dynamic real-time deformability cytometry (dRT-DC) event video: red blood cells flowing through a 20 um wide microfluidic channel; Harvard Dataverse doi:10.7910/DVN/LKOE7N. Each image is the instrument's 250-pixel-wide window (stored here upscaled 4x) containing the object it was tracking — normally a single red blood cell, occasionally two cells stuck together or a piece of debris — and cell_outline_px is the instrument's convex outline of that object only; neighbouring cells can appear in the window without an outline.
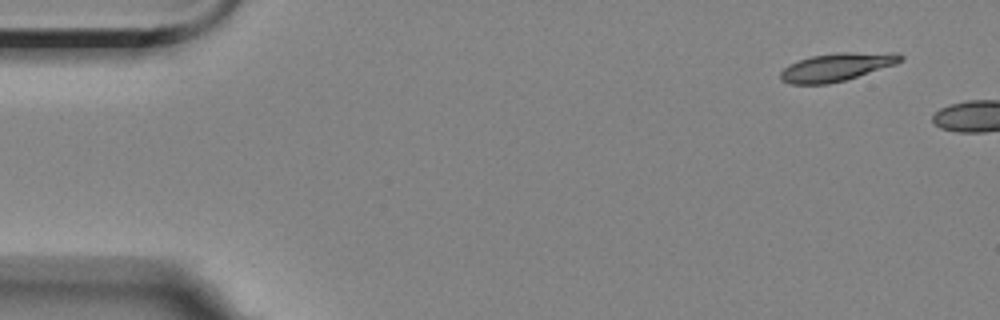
{"species": "Egyptian fruit bat (a non-hibernating species)", "species_latin": "Rousettus aegyptiacus", "temperature_condition": "room temperature", "stored_images_in_passage": 2, "camera_frame_rate_fps": 3000, "um_per_image_px": 0.085, "animal": {"sex": "female"}, "frame": {"image": 1, "passage_image": 1, "time_ms": 0.0, "image_size_px": [1000, 320], "cell_outline_px": [[904, 60], [896, 64], [844, 80], [828, 84], [792, 84], [780, 80], [780, 72], [788, 64], [812, 56], [836, 52], [900, 52], [904, 56]], "centroid_in_image_um": [71.16, 5.68], "position_along_channel_um": 13.8, "area_um2": 19.77}}